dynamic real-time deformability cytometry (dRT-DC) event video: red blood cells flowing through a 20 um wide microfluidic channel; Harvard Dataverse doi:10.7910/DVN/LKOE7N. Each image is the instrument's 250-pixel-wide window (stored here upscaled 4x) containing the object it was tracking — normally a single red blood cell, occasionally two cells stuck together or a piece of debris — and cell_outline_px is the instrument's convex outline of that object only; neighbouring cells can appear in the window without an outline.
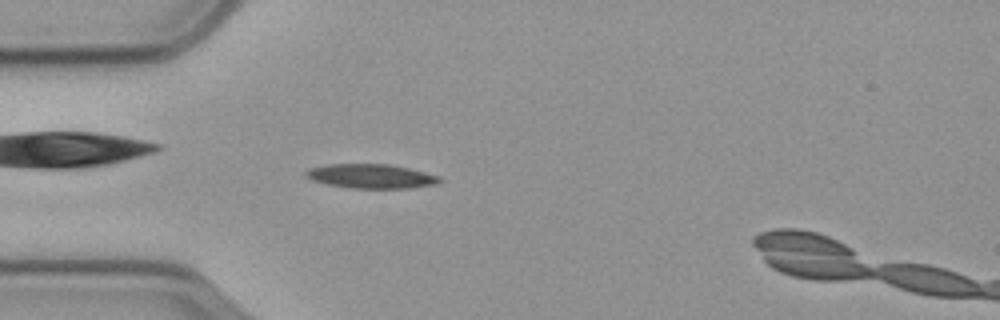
{"species": "common noctule bat (a hibernating species)", "species_latin": "Nyctalus noctula", "temperature_condition": "cold", "stored_images_in_passage": 54, "camera_frame_rate_fps": 3000, "um_per_image_px": 0.085, "animal": {"sex": "male", "body_mass_g": 23.1, "forearm_length_mm": 52.7}, "frame": {"image": 1, "passage_image": 15, "time_ms": 4.667, "image_size_px": [1000, 320], "cell_outline_px": [[444, 180], [436, 184], [408, 188], [352, 188], [328, 184], [312, 180], [304, 176], [304, 172], [308, 168], [328, 164], [388, 164], [408, 168], [440, 176]], "centroid_in_image_um": [31.53, 14.97], "position_along_channel_um": 53.5, "area_um2": 18.9}}
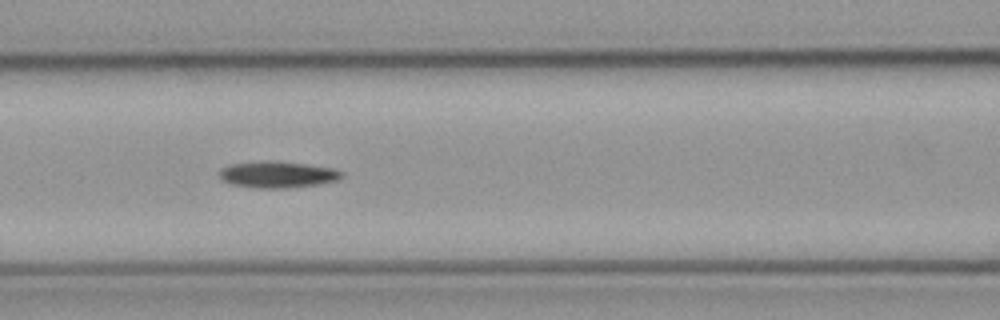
{"frame": {"image": 2, "passage_image": 23, "time_ms": 7.333, "image_size_px": [1000, 320], "cell_outline_px": [[344, 176], [340, 180], [320, 184], [288, 188], [260, 188], [232, 184], [224, 180], [220, 176], [220, 172], [224, 168], [232, 164], [264, 160], [268, 160], [304, 164], [332, 168], [344, 172]], "centroid_in_image_um": [23.67, 14.84], "position_along_channel_um": 142.9, "area_um2": 18.73}}
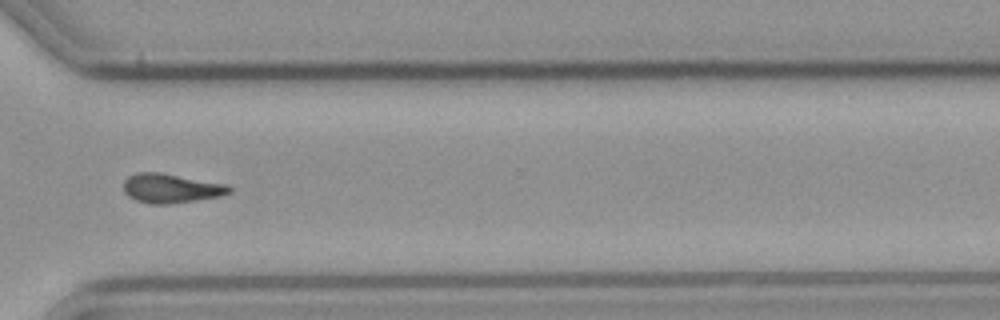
{"frame": {"image": 3, "passage_image": 41, "time_ms": 13.333, "image_size_px": [1000, 320], "cell_outline_px": [[232, 192], [220, 196], [196, 200], [168, 204], [152, 204], [136, 200], [128, 196], [124, 192], [124, 180], [128, 176], [136, 172], [160, 172], [224, 184], [232, 188]], "centroid_in_image_um": [14.5, 16.0], "position_along_channel_um": 356.1, "area_um2": 17.92}}